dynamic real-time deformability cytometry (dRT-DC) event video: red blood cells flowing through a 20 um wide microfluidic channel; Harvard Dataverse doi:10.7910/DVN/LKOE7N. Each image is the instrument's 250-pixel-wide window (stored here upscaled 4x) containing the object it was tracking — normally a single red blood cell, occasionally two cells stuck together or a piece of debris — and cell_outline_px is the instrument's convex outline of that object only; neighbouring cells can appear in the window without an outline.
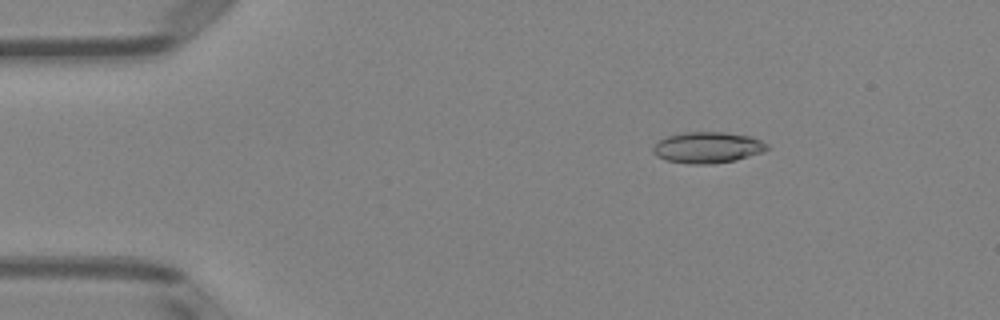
{"species": "Egyptian fruit bat (a non-hibernating species)", "species_latin": "Rousettus aegyptiacus", "temperature_condition": "room temperature", "stored_images_in_passage": 5, "camera_frame_rate_fps": 3000, "um_per_image_px": 0.085, "animal": {"sex": "female"}, "frame": {"image": 1, "passage_image": 3, "time_ms": 2.333, "image_size_px": [1000, 320], "cell_outline_px": [[772, 148], [764, 152], [736, 160], [708, 164], [688, 164], [664, 160], [656, 156], [652, 152], [652, 148], [660, 140], [668, 136], [684, 132], [724, 132], [752, 136], [768, 144]], "centroid_in_image_um": [60.18, 12.54], "position_along_channel_um": 24.8, "area_um2": 20.92}}